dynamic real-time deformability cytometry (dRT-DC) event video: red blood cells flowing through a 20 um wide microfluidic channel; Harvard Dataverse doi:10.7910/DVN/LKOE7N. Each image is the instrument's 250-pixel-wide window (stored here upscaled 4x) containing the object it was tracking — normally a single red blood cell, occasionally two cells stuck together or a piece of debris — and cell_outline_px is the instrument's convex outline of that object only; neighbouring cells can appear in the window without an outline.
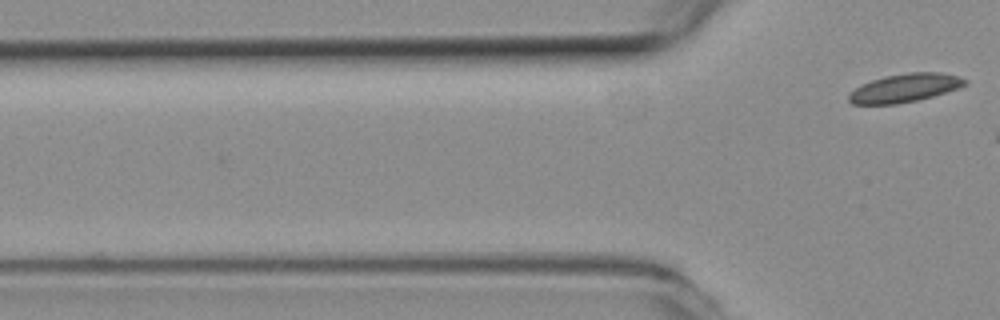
{"species": "common noctule bat (a hibernating species)", "species_latin": "Nyctalus noctula", "temperature_condition": "room temperature", "stored_images_in_passage": 4, "camera_frame_rate_fps": 3000, "um_per_image_px": 0.085, "animal": {"sex": "female", "body_mass_g": 19.3, "forearm_length_mm": 54.1}, "frame": {"image": 1, "passage_image": 4, "time_ms": 1.0, "image_size_px": [1000, 320], "cell_outline_px": [[968, 84], [932, 96], [916, 100], [896, 104], [852, 104], [848, 100], [848, 96], [856, 88], [872, 80], [888, 76], [908, 72], [940, 72], [956, 76], [968, 80]], "centroid_in_image_um": [76.92, 7.47], "position_along_channel_um": 48.9, "area_um2": 18.79}}